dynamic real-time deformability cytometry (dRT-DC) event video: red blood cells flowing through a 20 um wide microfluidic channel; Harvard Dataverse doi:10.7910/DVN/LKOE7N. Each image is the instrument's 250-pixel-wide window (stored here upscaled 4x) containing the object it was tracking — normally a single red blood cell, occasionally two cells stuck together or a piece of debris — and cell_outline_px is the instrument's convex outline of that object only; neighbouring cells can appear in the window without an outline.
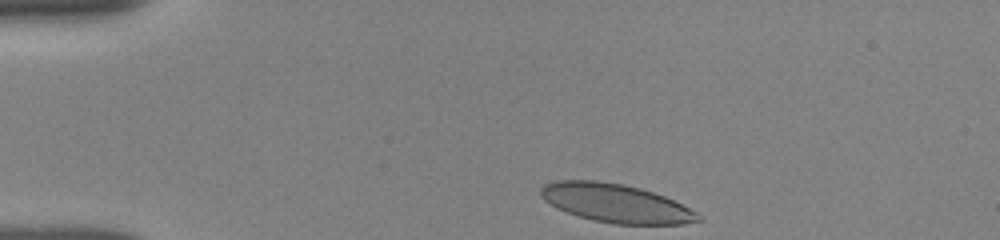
{"species": "human", "species_latin": "Homo sapiens", "temperature_condition": "room temperature", "stored_images_in_passage": 35, "camera_frame_rate_fps": 3000, "um_per_image_px": 0.085, "donor": {"sex": "female"}, "frame": {"image": 1, "passage_image": 1, "time_ms": 0.0, "image_size_px": [1000, 240], "cell_outline_px": [[704, 220], [680, 224], [612, 224], [592, 220], [556, 208], [544, 200], [540, 196], [540, 188], [544, 184], [556, 180], [596, 180], [624, 184], [640, 188], [664, 196], [696, 212]], "centroid_in_image_um": [52.3, 17.26], "position_along_channel_um": 32.7, "area_um2": 35.26}}
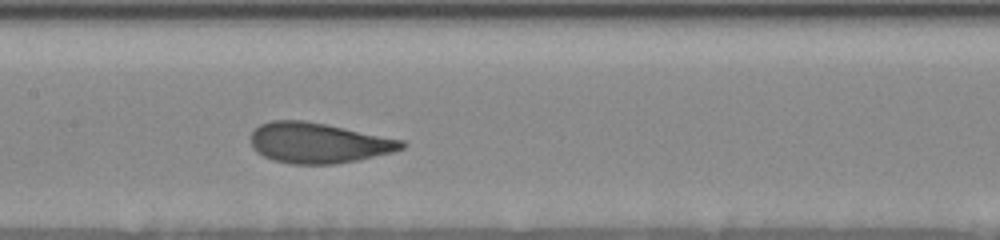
{"frame": {"image": 2, "passage_image": 19, "time_ms": 5.333, "image_size_px": [1000, 240], "cell_outline_px": [[408, 144], [404, 148], [392, 152], [356, 160], [336, 164], [292, 164], [272, 160], [256, 152], [252, 148], [252, 132], [260, 124], [272, 120], [304, 120], [404, 140]], "centroid_in_image_um": [27.05, 12.15], "position_along_channel_um": 180.3, "area_um2": 35.37}}
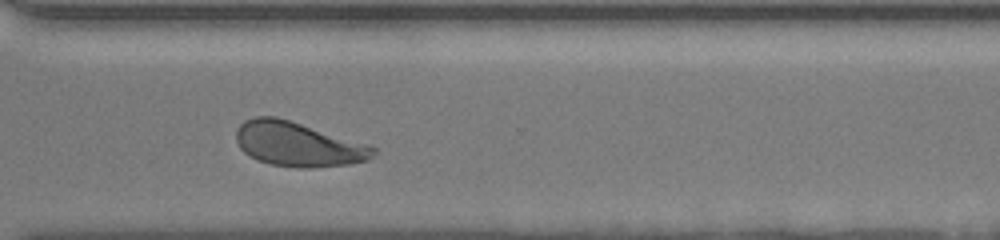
{"frame": {"image": 3, "passage_image": 34, "time_ms": 9.667, "image_size_px": [1000, 240], "cell_outline_px": [[376, 152], [368, 160], [348, 164], [312, 168], [300, 168], [268, 164], [256, 160], [244, 152], [240, 148], [236, 140], [236, 128], [244, 120], [256, 116], [276, 116], [364, 144], [376, 148]], "centroid_in_image_um": [25.25, 12.27], "position_along_channel_um": 345.3, "area_um2": 35.14}}